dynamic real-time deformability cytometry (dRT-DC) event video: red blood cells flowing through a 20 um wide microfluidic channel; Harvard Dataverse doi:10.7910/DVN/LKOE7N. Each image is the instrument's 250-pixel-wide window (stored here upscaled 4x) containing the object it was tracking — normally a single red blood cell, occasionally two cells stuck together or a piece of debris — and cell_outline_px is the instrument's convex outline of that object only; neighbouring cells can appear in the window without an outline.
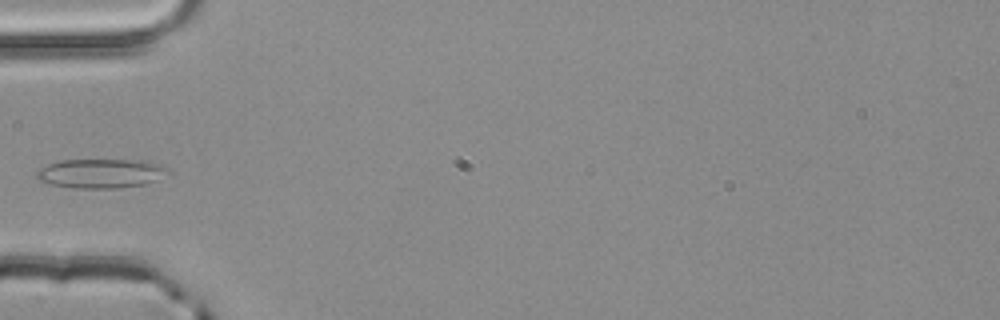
{"species": "common noctule bat (a hibernating species)", "species_latin": "Nyctalus noctula", "temperature_condition": "room temperature", "stored_images_in_passage": 4, "segment_of_instrument_passage": [2, 2], "camera_frame_rate_fps": 3000, "um_per_image_px": 0.085, "animal": {"sex": "male", "body_mass_g": 20.4}, "frame": {"image": 1, "passage_image": 4, "time_ms": 1.0, "image_size_px": [1000, 320], "cell_outline_px": [[168, 172], [156, 180], [148, 184], [120, 188], [72, 188], [52, 184], [40, 180], [36, 176], [36, 172], [40, 168], [48, 164], [60, 160], [148, 160], [160, 164], [168, 168]], "centroid_in_image_um": [8.6, 14.74], "position_along_channel_um": 76.4, "area_um2": 22.48}}